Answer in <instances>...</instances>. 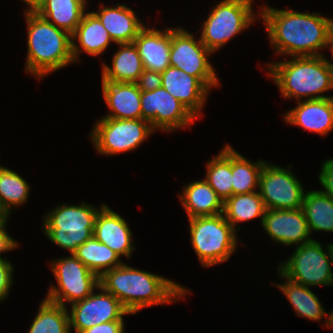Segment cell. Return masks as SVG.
<instances>
[{
  "label": "cell",
  "instance_id": "6da1fadb",
  "mask_svg": "<svg viewBox=\"0 0 333 333\" xmlns=\"http://www.w3.org/2000/svg\"><path fill=\"white\" fill-rule=\"evenodd\" d=\"M261 14L275 53L291 57L322 56L318 50L333 45V18L320 13L279 10L262 5Z\"/></svg>",
  "mask_w": 333,
  "mask_h": 333
},
{
  "label": "cell",
  "instance_id": "7a4b0ae2",
  "mask_svg": "<svg viewBox=\"0 0 333 333\" xmlns=\"http://www.w3.org/2000/svg\"><path fill=\"white\" fill-rule=\"evenodd\" d=\"M99 284L114 295L131 315L145 307L177 302L189 294L188 289L170 279L125 263L105 271L99 277Z\"/></svg>",
  "mask_w": 333,
  "mask_h": 333
},
{
  "label": "cell",
  "instance_id": "3957f363",
  "mask_svg": "<svg viewBox=\"0 0 333 333\" xmlns=\"http://www.w3.org/2000/svg\"><path fill=\"white\" fill-rule=\"evenodd\" d=\"M268 78L274 80L281 95L297 102L333 98L321 95L333 89V64L322 56L292 57L291 60L268 63Z\"/></svg>",
  "mask_w": 333,
  "mask_h": 333
},
{
  "label": "cell",
  "instance_id": "277c9868",
  "mask_svg": "<svg viewBox=\"0 0 333 333\" xmlns=\"http://www.w3.org/2000/svg\"><path fill=\"white\" fill-rule=\"evenodd\" d=\"M28 53L25 71L42 78L73 63L71 35L41 17L25 11Z\"/></svg>",
  "mask_w": 333,
  "mask_h": 333
},
{
  "label": "cell",
  "instance_id": "5b68a950",
  "mask_svg": "<svg viewBox=\"0 0 333 333\" xmlns=\"http://www.w3.org/2000/svg\"><path fill=\"white\" fill-rule=\"evenodd\" d=\"M96 206L59 205L44 215L43 230L47 238L60 248L74 253L78 246L93 236L94 222L99 212Z\"/></svg>",
  "mask_w": 333,
  "mask_h": 333
},
{
  "label": "cell",
  "instance_id": "8992f818",
  "mask_svg": "<svg viewBox=\"0 0 333 333\" xmlns=\"http://www.w3.org/2000/svg\"><path fill=\"white\" fill-rule=\"evenodd\" d=\"M189 227L193 249L203 267L227 261L238 246L236 230L223 213L190 218Z\"/></svg>",
  "mask_w": 333,
  "mask_h": 333
},
{
  "label": "cell",
  "instance_id": "52a82bcc",
  "mask_svg": "<svg viewBox=\"0 0 333 333\" xmlns=\"http://www.w3.org/2000/svg\"><path fill=\"white\" fill-rule=\"evenodd\" d=\"M253 0H223L213 7L201 27L200 41L212 53L220 50L231 38L249 28L257 18Z\"/></svg>",
  "mask_w": 333,
  "mask_h": 333
},
{
  "label": "cell",
  "instance_id": "ba28073f",
  "mask_svg": "<svg viewBox=\"0 0 333 333\" xmlns=\"http://www.w3.org/2000/svg\"><path fill=\"white\" fill-rule=\"evenodd\" d=\"M317 240L298 245L290 258L280 263L278 271L291 281L306 287L333 286V243L324 251Z\"/></svg>",
  "mask_w": 333,
  "mask_h": 333
},
{
  "label": "cell",
  "instance_id": "9c48e42d",
  "mask_svg": "<svg viewBox=\"0 0 333 333\" xmlns=\"http://www.w3.org/2000/svg\"><path fill=\"white\" fill-rule=\"evenodd\" d=\"M91 130L90 139L95 150L113 156L136 150L155 130L143 119H115L101 117Z\"/></svg>",
  "mask_w": 333,
  "mask_h": 333
},
{
  "label": "cell",
  "instance_id": "30bf717a",
  "mask_svg": "<svg viewBox=\"0 0 333 333\" xmlns=\"http://www.w3.org/2000/svg\"><path fill=\"white\" fill-rule=\"evenodd\" d=\"M50 268L58 285L50 286L45 299L64 307L66 302L72 305L85 299L100 286L99 276L87 268L73 253L57 261L53 260Z\"/></svg>",
  "mask_w": 333,
  "mask_h": 333
},
{
  "label": "cell",
  "instance_id": "8fae6325",
  "mask_svg": "<svg viewBox=\"0 0 333 333\" xmlns=\"http://www.w3.org/2000/svg\"><path fill=\"white\" fill-rule=\"evenodd\" d=\"M184 28H171L170 66L197 77L209 90L219 86V80L209 62L211 51Z\"/></svg>",
  "mask_w": 333,
  "mask_h": 333
},
{
  "label": "cell",
  "instance_id": "7c38bea8",
  "mask_svg": "<svg viewBox=\"0 0 333 333\" xmlns=\"http://www.w3.org/2000/svg\"><path fill=\"white\" fill-rule=\"evenodd\" d=\"M303 184L289 168L264 163L260 172L258 192L266 209H301L305 196Z\"/></svg>",
  "mask_w": 333,
  "mask_h": 333
},
{
  "label": "cell",
  "instance_id": "4fadbf2b",
  "mask_svg": "<svg viewBox=\"0 0 333 333\" xmlns=\"http://www.w3.org/2000/svg\"><path fill=\"white\" fill-rule=\"evenodd\" d=\"M142 119L152 128L170 132L193 124L196 117L162 86L153 91H141Z\"/></svg>",
  "mask_w": 333,
  "mask_h": 333
},
{
  "label": "cell",
  "instance_id": "5bb4252c",
  "mask_svg": "<svg viewBox=\"0 0 333 333\" xmlns=\"http://www.w3.org/2000/svg\"><path fill=\"white\" fill-rule=\"evenodd\" d=\"M100 292L94 291L85 299L71 305L69 314L70 329L75 333L110 321H124L123 316L130 314L121 302L111 293L98 287Z\"/></svg>",
  "mask_w": 333,
  "mask_h": 333
},
{
  "label": "cell",
  "instance_id": "9a60e30c",
  "mask_svg": "<svg viewBox=\"0 0 333 333\" xmlns=\"http://www.w3.org/2000/svg\"><path fill=\"white\" fill-rule=\"evenodd\" d=\"M262 227L272 240L282 245L300 246L313 240L302 208L266 209Z\"/></svg>",
  "mask_w": 333,
  "mask_h": 333
},
{
  "label": "cell",
  "instance_id": "2e32d148",
  "mask_svg": "<svg viewBox=\"0 0 333 333\" xmlns=\"http://www.w3.org/2000/svg\"><path fill=\"white\" fill-rule=\"evenodd\" d=\"M161 86L196 118L201 117L200 113L210 90L197 77L169 66L161 73Z\"/></svg>",
  "mask_w": 333,
  "mask_h": 333
},
{
  "label": "cell",
  "instance_id": "e0dca14e",
  "mask_svg": "<svg viewBox=\"0 0 333 333\" xmlns=\"http://www.w3.org/2000/svg\"><path fill=\"white\" fill-rule=\"evenodd\" d=\"M93 236L107 245L112 251L130 258L135 246L132 244V232L126 220L105 203L100 207L94 222Z\"/></svg>",
  "mask_w": 333,
  "mask_h": 333
},
{
  "label": "cell",
  "instance_id": "ac0fdd59",
  "mask_svg": "<svg viewBox=\"0 0 333 333\" xmlns=\"http://www.w3.org/2000/svg\"><path fill=\"white\" fill-rule=\"evenodd\" d=\"M283 118L288 124L326 136L333 130V98L298 101Z\"/></svg>",
  "mask_w": 333,
  "mask_h": 333
},
{
  "label": "cell",
  "instance_id": "d6986e66",
  "mask_svg": "<svg viewBox=\"0 0 333 333\" xmlns=\"http://www.w3.org/2000/svg\"><path fill=\"white\" fill-rule=\"evenodd\" d=\"M133 43L145 70L162 73L170 66L171 28L161 31L144 26Z\"/></svg>",
  "mask_w": 333,
  "mask_h": 333
},
{
  "label": "cell",
  "instance_id": "ffe728a7",
  "mask_svg": "<svg viewBox=\"0 0 333 333\" xmlns=\"http://www.w3.org/2000/svg\"><path fill=\"white\" fill-rule=\"evenodd\" d=\"M102 92L109 114L115 119H142L141 90L136 83L102 81Z\"/></svg>",
  "mask_w": 333,
  "mask_h": 333
},
{
  "label": "cell",
  "instance_id": "44dd1931",
  "mask_svg": "<svg viewBox=\"0 0 333 333\" xmlns=\"http://www.w3.org/2000/svg\"><path fill=\"white\" fill-rule=\"evenodd\" d=\"M92 13L100 20L115 44L133 43L140 30L146 26L135 15V12L125 4L115 7H104Z\"/></svg>",
  "mask_w": 333,
  "mask_h": 333
},
{
  "label": "cell",
  "instance_id": "7402d4cb",
  "mask_svg": "<svg viewBox=\"0 0 333 333\" xmlns=\"http://www.w3.org/2000/svg\"><path fill=\"white\" fill-rule=\"evenodd\" d=\"M71 39L74 62L80 61L79 53L86 52L88 55L97 57L107 50L111 42L114 43L100 20L92 12L84 14ZM76 39L79 45L75 42Z\"/></svg>",
  "mask_w": 333,
  "mask_h": 333
},
{
  "label": "cell",
  "instance_id": "603a6c76",
  "mask_svg": "<svg viewBox=\"0 0 333 333\" xmlns=\"http://www.w3.org/2000/svg\"><path fill=\"white\" fill-rule=\"evenodd\" d=\"M182 207L188 219L200 216H213L223 213V201L205 180L190 182L179 194Z\"/></svg>",
  "mask_w": 333,
  "mask_h": 333
},
{
  "label": "cell",
  "instance_id": "cb8c5ba5",
  "mask_svg": "<svg viewBox=\"0 0 333 333\" xmlns=\"http://www.w3.org/2000/svg\"><path fill=\"white\" fill-rule=\"evenodd\" d=\"M120 46L112 59V67L102 64V81L136 83L143 72L142 59L134 43Z\"/></svg>",
  "mask_w": 333,
  "mask_h": 333
},
{
  "label": "cell",
  "instance_id": "d4e9b609",
  "mask_svg": "<svg viewBox=\"0 0 333 333\" xmlns=\"http://www.w3.org/2000/svg\"><path fill=\"white\" fill-rule=\"evenodd\" d=\"M278 275L280 278H284L286 283L276 284V286L287 297L295 310V314L314 321H320L325 317L327 319L324 320V324L328 328L329 315H327L325 309L322 307L316 294L310 290V287L291 281L280 271Z\"/></svg>",
  "mask_w": 333,
  "mask_h": 333
},
{
  "label": "cell",
  "instance_id": "484cf974",
  "mask_svg": "<svg viewBox=\"0 0 333 333\" xmlns=\"http://www.w3.org/2000/svg\"><path fill=\"white\" fill-rule=\"evenodd\" d=\"M86 7L83 0H43L35 12L72 35L86 13Z\"/></svg>",
  "mask_w": 333,
  "mask_h": 333
},
{
  "label": "cell",
  "instance_id": "4316f807",
  "mask_svg": "<svg viewBox=\"0 0 333 333\" xmlns=\"http://www.w3.org/2000/svg\"><path fill=\"white\" fill-rule=\"evenodd\" d=\"M266 208L258 191L248 194L232 195L223 202V215L230 225L236 228L239 222L249 221L255 218L263 220Z\"/></svg>",
  "mask_w": 333,
  "mask_h": 333
},
{
  "label": "cell",
  "instance_id": "83f0119b",
  "mask_svg": "<svg viewBox=\"0 0 333 333\" xmlns=\"http://www.w3.org/2000/svg\"><path fill=\"white\" fill-rule=\"evenodd\" d=\"M307 225L311 232H333V198L321 190L306 191L303 199Z\"/></svg>",
  "mask_w": 333,
  "mask_h": 333
},
{
  "label": "cell",
  "instance_id": "f1b7e54d",
  "mask_svg": "<svg viewBox=\"0 0 333 333\" xmlns=\"http://www.w3.org/2000/svg\"><path fill=\"white\" fill-rule=\"evenodd\" d=\"M87 268L99 277L108 270L121 266L120 256L94 236L78 246L73 253Z\"/></svg>",
  "mask_w": 333,
  "mask_h": 333
},
{
  "label": "cell",
  "instance_id": "f546056e",
  "mask_svg": "<svg viewBox=\"0 0 333 333\" xmlns=\"http://www.w3.org/2000/svg\"><path fill=\"white\" fill-rule=\"evenodd\" d=\"M205 180L224 202L233 195L232 188V147L227 144L206 164Z\"/></svg>",
  "mask_w": 333,
  "mask_h": 333
},
{
  "label": "cell",
  "instance_id": "4dcf8cb0",
  "mask_svg": "<svg viewBox=\"0 0 333 333\" xmlns=\"http://www.w3.org/2000/svg\"><path fill=\"white\" fill-rule=\"evenodd\" d=\"M66 307L43 299L27 333H71Z\"/></svg>",
  "mask_w": 333,
  "mask_h": 333
},
{
  "label": "cell",
  "instance_id": "1f68e13d",
  "mask_svg": "<svg viewBox=\"0 0 333 333\" xmlns=\"http://www.w3.org/2000/svg\"><path fill=\"white\" fill-rule=\"evenodd\" d=\"M257 162H251L232 148L233 195L248 194L256 191L260 172L265 161L258 160Z\"/></svg>",
  "mask_w": 333,
  "mask_h": 333
},
{
  "label": "cell",
  "instance_id": "d6a6232c",
  "mask_svg": "<svg viewBox=\"0 0 333 333\" xmlns=\"http://www.w3.org/2000/svg\"><path fill=\"white\" fill-rule=\"evenodd\" d=\"M30 194L28 182L17 172L0 165V206L10 215L11 208L26 203Z\"/></svg>",
  "mask_w": 333,
  "mask_h": 333
},
{
  "label": "cell",
  "instance_id": "836d02e7",
  "mask_svg": "<svg viewBox=\"0 0 333 333\" xmlns=\"http://www.w3.org/2000/svg\"><path fill=\"white\" fill-rule=\"evenodd\" d=\"M9 259L0 258V302L4 301L13 284V266ZM10 288V289H9Z\"/></svg>",
  "mask_w": 333,
  "mask_h": 333
},
{
  "label": "cell",
  "instance_id": "e575fe53",
  "mask_svg": "<svg viewBox=\"0 0 333 333\" xmlns=\"http://www.w3.org/2000/svg\"><path fill=\"white\" fill-rule=\"evenodd\" d=\"M136 84L141 91L158 89L161 87V73L144 69Z\"/></svg>",
  "mask_w": 333,
  "mask_h": 333
},
{
  "label": "cell",
  "instance_id": "d590c367",
  "mask_svg": "<svg viewBox=\"0 0 333 333\" xmlns=\"http://www.w3.org/2000/svg\"><path fill=\"white\" fill-rule=\"evenodd\" d=\"M318 178L320 184L324 187V190L321 191L333 198V159H327L322 164Z\"/></svg>",
  "mask_w": 333,
  "mask_h": 333
},
{
  "label": "cell",
  "instance_id": "8d00e7d4",
  "mask_svg": "<svg viewBox=\"0 0 333 333\" xmlns=\"http://www.w3.org/2000/svg\"><path fill=\"white\" fill-rule=\"evenodd\" d=\"M124 321H110L94 325L81 333H124Z\"/></svg>",
  "mask_w": 333,
  "mask_h": 333
},
{
  "label": "cell",
  "instance_id": "74e56055",
  "mask_svg": "<svg viewBox=\"0 0 333 333\" xmlns=\"http://www.w3.org/2000/svg\"><path fill=\"white\" fill-rule=\"evenodd\" d=\"M7 223L0 224V254L8 252L17 248L18 242H16L6 230ZM1 258V255H0Z\"/></svg>",
  "mask_w": 333,
  "mask_h": 333
},
{
  "label": "cell",
  "instance_id": "f35d334b",
  "mask_svg": "<svg viewBox=\"0 0 333 333\" xmlns=\"http://www.w3.org/2000/svg\"><path fill=\"white\" fill-rule=\"evenodd\" d=\"M24 1L27 5H29L28 9L29 11H35L36 8L42 3L43 0H22Z\"/></svg>",
  "mask_w": 333,
  "mask_h": 333
},
{
  "label": "cell",
  "instance_id": "ab89813d",
  "mask_svg": "<svg viewBox=\"0 0 333 333\" xmlns=\"http://www.w3.org/2000/svg\"><path fill=\"white\" fill-rule=\"evenodd\" d=\"M8 214L0 206V224L7 223Z\"/></svg>",
  "mask_w": 333,
  "mask_h": 333
},
{
  "label": "cell",
  "instance_id": "60d3db41",
  "mask_svg": "<svg viewBox=\"0 0 333 333\" xmlns=\"http://www.w3.org/2000/svg\"><path fill=\"white\" fill-rule=\"evenodd\" d=\"M329 315V323H328V327L329 328H333V310L331 313H328Z\"/></svg>",
  "mask_w": 333,
  "mask_h": 333
},
{
  "label": "cell",
  "instance_id": "b9f144b4",
  "mask_svg": "<svg viewBox=\"0 0 333 333\" xmlns=\"http://www.w3.org/2000/svg\"><path fill=\"white\" fill-rule=\"evenodd\" d=\"M331 53H332V58H333V45H332V47H331ZM333 64V63H332Z\"/></svg>",
  "mask_w": 333,
  "mask_h": 333
}]
</instances>
